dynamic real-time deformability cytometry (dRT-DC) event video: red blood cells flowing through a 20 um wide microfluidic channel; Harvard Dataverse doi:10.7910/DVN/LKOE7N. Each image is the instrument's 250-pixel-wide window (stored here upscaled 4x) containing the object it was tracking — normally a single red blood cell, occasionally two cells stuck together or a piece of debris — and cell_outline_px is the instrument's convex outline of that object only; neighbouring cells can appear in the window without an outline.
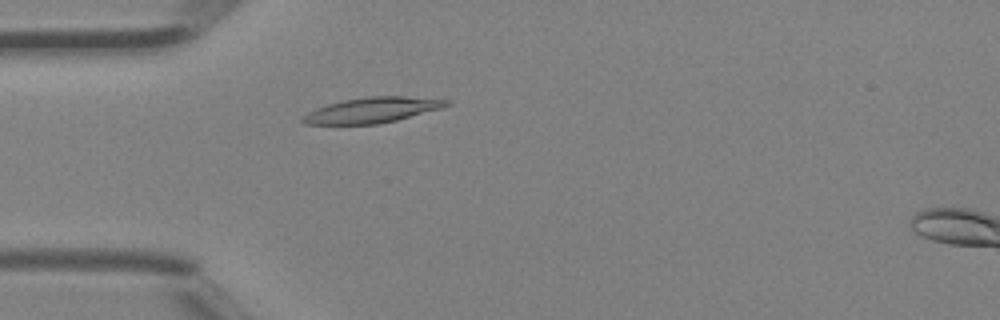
{"species": "Egyptian fruit bat (a non-hibernating species)", "species_latin": "Rousettus aegyptiacus", "temperature_condition": "room temperature", "stored_images_in_passage": 43, "camera_frame_rate_fps": 3000, "um_per_image_px": 0.085, "animal": {"sex": "female"}, "frame": {"image": 1, "passage_image": 11, "time_ms": 3.333, "image_size_px": [1000, 320], "cell_outline_px": [[452, 104], [440, 108], [396, 120], [376, 124], [304, 124], [300, 120], [308, 112], [316, 108], [340, 100], [368, 96], [404, 96], [448, 100]], "centroid_in_image_um": [31.6, 9.35], "position_along_channel_um": 53.4, "area_um2": 21.1}}
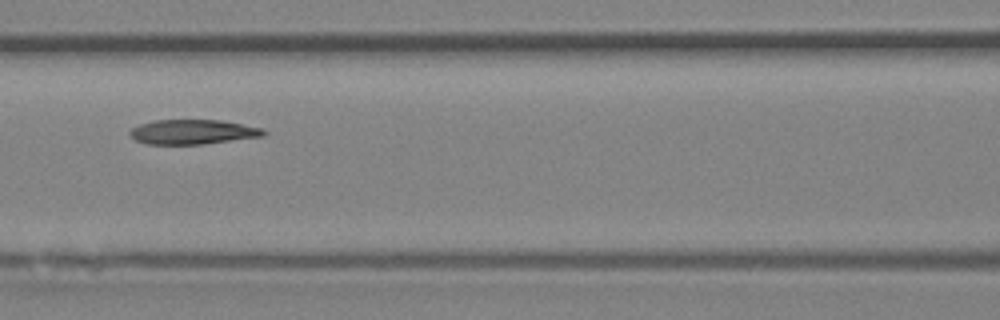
{"frame": {"image": 2, "passage_image": 18, "time_ms": 5.667, "image_size_px": [1000, 320], "cell_outline_px": [[268, 132], [264, 136], [200, 144], [148, 144], [136, 140], [128, 132], [132, 128], [140, 124], [152, 120], [220, 120], [264, 128]], "centroid_in_image_um": [16.4, 11.2], "position_along_channel_um": 150.2, "area_um2": 19.13}}
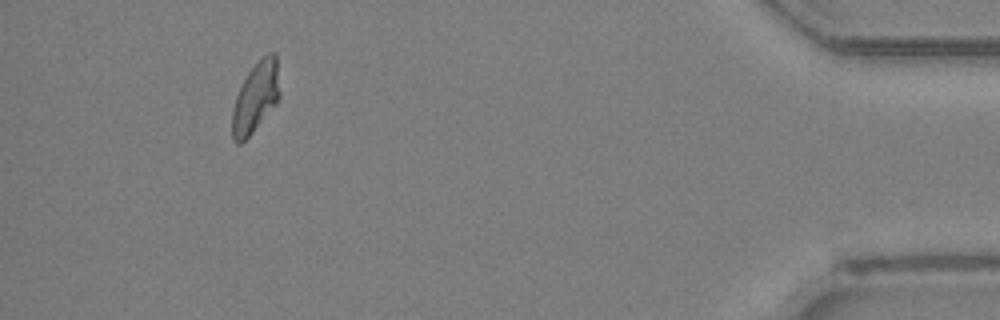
{"frame": {"image": 3, "passage_image": 40, "time_ms": 13.0, "image_size_px": [1000, 320], "cell_outline_px": [[280, 96], [276, 104], [252, 132], [240, 144], [236, 144], [232, 140], [232, 112], [236, 96], [248, 72], [268, 52], [276, 52], [280, 92]], "centroid_in_image_um": [21.74, 8.28], "position_along_channel_um": 413.5, "area_um2": 19.25}, "authors_computed_cell_mechanics": {"area_um2": 19.941, "velocity_mm_per_s": 4.4782, "shape_relaxation_time_tau1_ms": null, "shape_relaxation_time_tau2_ms": 2.1126, "deformation_change_tau1": null, "deformation_change_tau2": 0.0667}}